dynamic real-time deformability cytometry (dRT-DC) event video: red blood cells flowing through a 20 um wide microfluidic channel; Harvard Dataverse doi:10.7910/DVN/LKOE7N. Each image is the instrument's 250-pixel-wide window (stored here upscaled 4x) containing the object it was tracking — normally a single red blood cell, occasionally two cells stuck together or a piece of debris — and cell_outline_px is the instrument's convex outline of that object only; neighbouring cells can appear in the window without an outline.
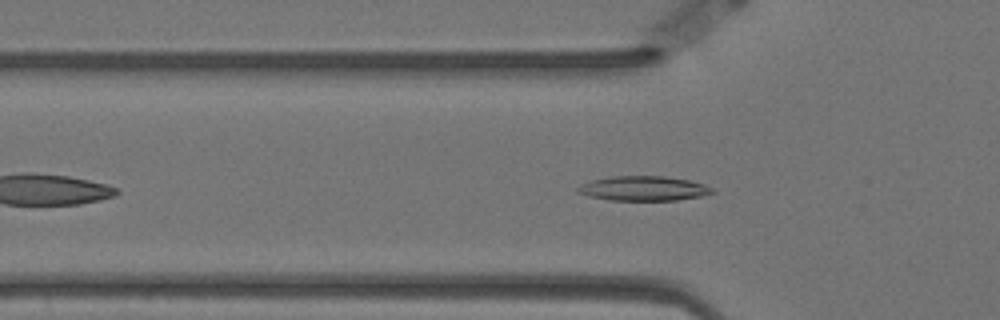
{"species": "Egyptian fruit bat (a non-hibernating species)", "species_latin": "Rousettus aegyptiacus", "temperature_condition": "warm", "stored_images_in_passage": 50, "camera_frame_rate_fps": 3000, "um_per_image_px": 0.085, "animal": {"sex": "female"}, "frame": {"image": 1, "passage_image": 10, "time_ms": 3.0, "image_size_px": [1000, 320], "cell_outline_px": [[716, 192], [700, 196], [676, 200], [612, 200], [588, 196], [576, 192], [576, 188], [580, 184], [592, 180], [612, 176], [664, 176], [688, 180], [704, 184], [712, 188]], "centroid_in_image_um": [54.67, 16.01], "position_along_channel_um": 71.1, "area_um2": 19.25}}
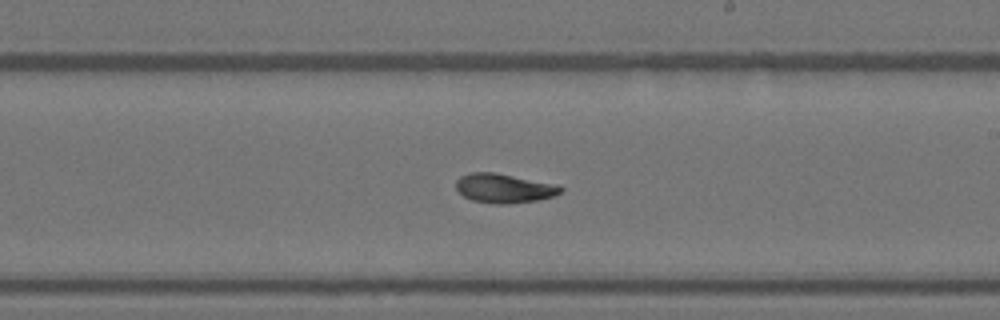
{"frame": {"image": 2, "passage_image": 25, "time_ms": 8.0, "image_size_px": [1000, 320], "cell_outline_px": [[564, 188], [560, 192], [552, 196], [536, 200], [508, 204], [496, 204], [472, 200], [464, 196], [456, 188], [456, 180], [460, 176], [472, 172], [496, 172], [560, 184]], "centroid_in_image_um": [42.87, 15.98], "position_along_channel_um": 246.1, "area_um2": 17.98}}
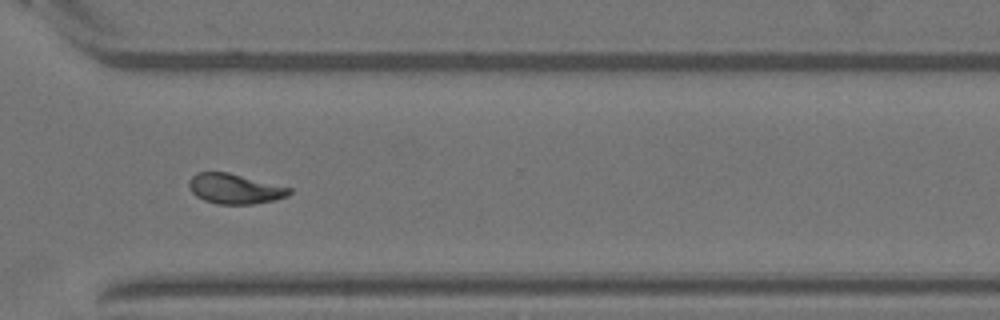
{"frame": {"image": 3, "passage_image": 34, "time_ms": 11.0, "image_size_px": [1000, 320], "cell_outline_px": [[292, 192], [288, 196], [272, 200], [252, 204], [216, 204], [204, 200], [196, 196], [188, 188], [188, 180], [196, 172], [228, 172], [292, 188]], "centroid_in_image_um": [19.92, 16.04], "position_along_channel_um": 350.7, "area_um2": 17.63}, "authors_computed_cell_mechanics": {"area_um2": 17.7157, "velocity_mm_per_s": 3.4813, "shape_relaxation_time_tau1_ms": 8.7578, "shape_relaxation_time_tau2_ms": 2.994, "deformation_change_tau1": 0.2245, "deformation_change_tau2": 0.0826}}